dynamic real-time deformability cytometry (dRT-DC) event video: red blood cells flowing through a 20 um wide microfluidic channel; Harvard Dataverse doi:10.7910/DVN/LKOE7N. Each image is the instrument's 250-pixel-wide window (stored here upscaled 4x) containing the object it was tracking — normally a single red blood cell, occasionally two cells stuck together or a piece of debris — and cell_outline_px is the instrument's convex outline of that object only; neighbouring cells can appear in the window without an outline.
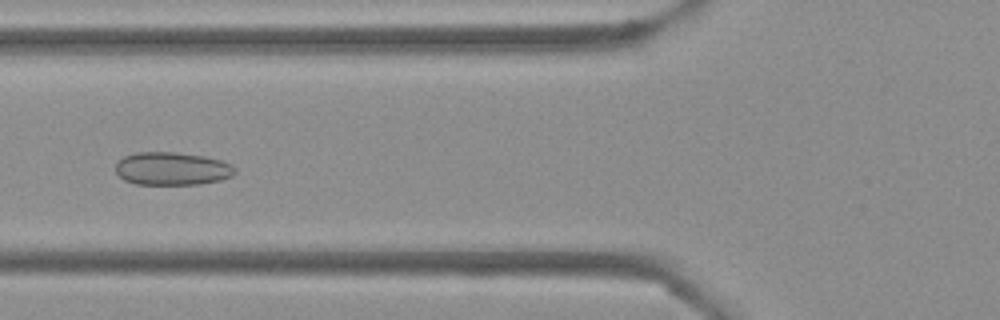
{"species": "Egyptian fruit bat (a non-hibernating species)", "species_latin": "Rousettus aegyptiacus", "temperature_condition": "cold", "stored_images_in_passage": 45, "camera_frame_rate_fps": 3000, "um_per_image_px": 0.085, "frame": {"image": 1, "passage_image": 12, "time_ms": 3.667, "image_size_px": [1000, 320], "cell_outline_px": [[236, 172], [232, 176], [220, 180], [200, 184], [136, 184], [124, 180], [116, 172], [116, 160], [124, 156], [136, 152], [176, 152], [204, 156], [220, 160], [232, 164], [236, 168]], "centroid_in_image_um": [14.62, 14.33], "position_along_channel_um": 111.2, "area_um2": 23.12}}
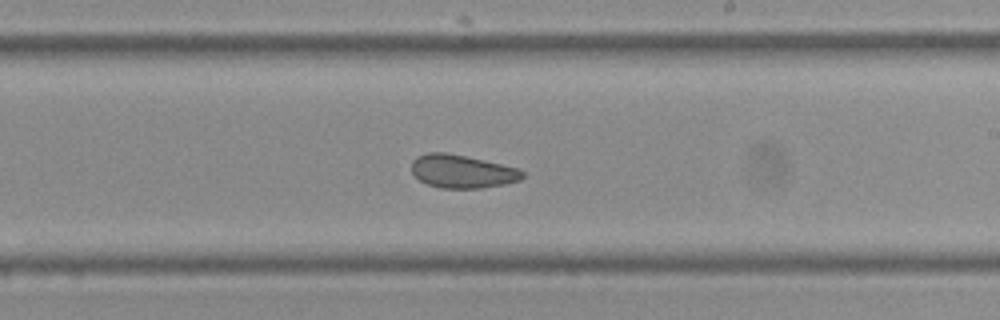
{"frame": {"image": 2, "passage_image": 23, "time_ms": 7.333, "image_size_px": [1000, 320], "cell_outline_px": [[524, 176], [520, 180], [504, 184], [480, 188], [440, 188], [428, 184], [420, 180], [412, 172], [412, 160], [416, 156], [428, 152], [448, 152], [520, 168], [524, 172]], "centroid_in_image_um": [39.29, 14.56], "position_along_channel_um": 249.7, "area_um2": 21.56}}
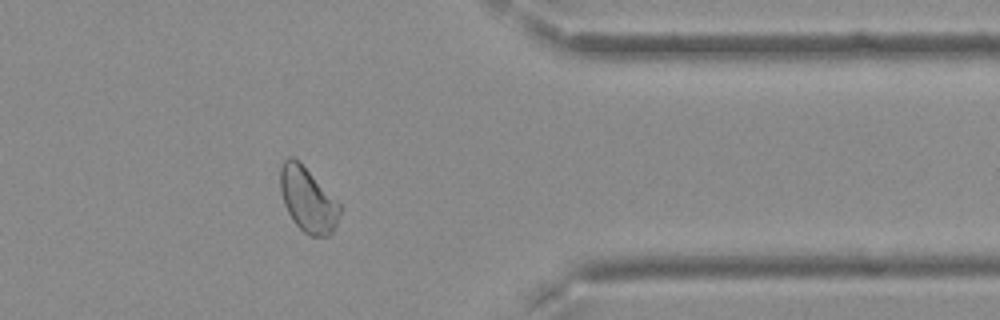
{"frame": {"image": 3, "passage_image": 35, "time_ms": 11.333, "image_size_px": [1000, 320], "cell_outline_px": [[340, 212], [336, 224], [332, 232], [328, 236], [308, 236], [292, 220], [284, 204], [280, 192], [280, 168], [284, 160], [288, 156], [292, 156], [340, 204]], "centroid_in_image_um": [26.13, 17.01], "position_along_channel_um": 385.3, "area_um2": 21.85}, "authors_computed_cell_mechanics": {"area_um2": 22.5998, "velocity_mm_per_s": 3.7727, "shape_relaxation_time_tau1_ms": null, "shape_relaxation_time_tau2_ms": 2.167, "deformation_change_tau1": null, "deformation_change_tau2": 0.0774}}